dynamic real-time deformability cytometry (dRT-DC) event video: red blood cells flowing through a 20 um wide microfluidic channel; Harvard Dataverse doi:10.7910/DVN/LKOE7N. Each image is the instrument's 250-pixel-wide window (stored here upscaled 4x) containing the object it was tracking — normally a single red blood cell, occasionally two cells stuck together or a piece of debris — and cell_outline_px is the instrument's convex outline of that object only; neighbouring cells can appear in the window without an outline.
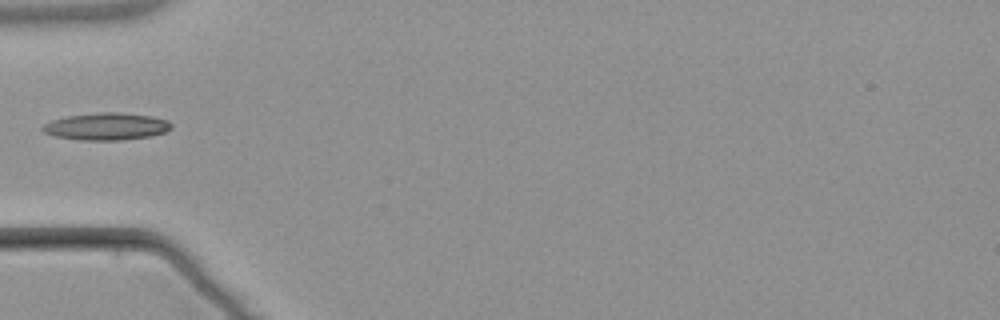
{"species": "common noctule bat (a hibernating species)", "species_latin": "Nyctalus noctula", "temperature_condition": "warm", "stored_images_in_passage": 6, "camera_frame_rate_fps": 3000, "um_per_image_px": 0.085, "animal": {"sex": "male", "body_mass_g": 21.5, "forearm_length_mm": 52.0}, "frame": {"image": 1, "passage_image": 6, "time_ms": 6.0, "image_size_px": [1000, 320], "cell_outline_px": [[172, 128], [164, 132], [152, 136], [124, 140], [80, 140], [56, 136], [44, 132], [40, 128], [44, 124], [52, 120], [68, 116], [100, 112], [120, 112], [152, 116], [168, 120], [172, 124]], "centroid_in_image_um": [9.08, 10.75], "position_along_channel_um": 75.9, "area_um2": 20.46}}